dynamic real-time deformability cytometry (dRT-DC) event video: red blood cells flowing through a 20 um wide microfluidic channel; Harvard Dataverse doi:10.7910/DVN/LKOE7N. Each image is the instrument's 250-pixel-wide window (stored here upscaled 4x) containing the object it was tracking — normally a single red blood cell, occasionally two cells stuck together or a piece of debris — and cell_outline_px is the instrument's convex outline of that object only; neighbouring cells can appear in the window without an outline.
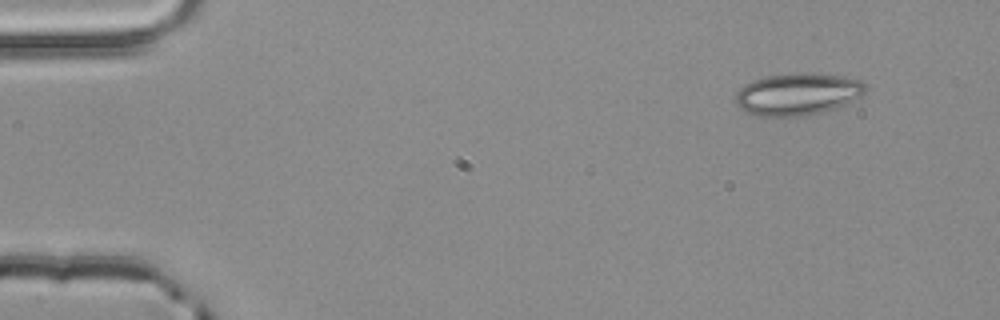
{"species": "common noctule bat (a hibernating species)", "species_latin": "Nyctalus noctula", "temperature_condition": "room temperature", "stored_images_in_passage": 4, "camera_frame_rate_fps": 3000, "um_per_image_px": 0.085, "animal": {"sex": "male", "body_mass_g": 20.4}, "frame": {"image": 1, "passage_image": 1, "time_ms": 0.0, "image_size_px": [1000, 320], "cell_outline_px": [[868, 88], [860, 96], [836, 108], [824, 112], [800, 116], [760, 116], [748, 112], [740, 108], [736, 104], [736, 92], [744, 84], [752, 80], [764, 76], [796, 72], [812, 72], [844, 76], [860, 80]], "centroid_in_image_um": [67.79, 7.98], "position_along_channel_um": 17.2, "area_um2": 32.14}}
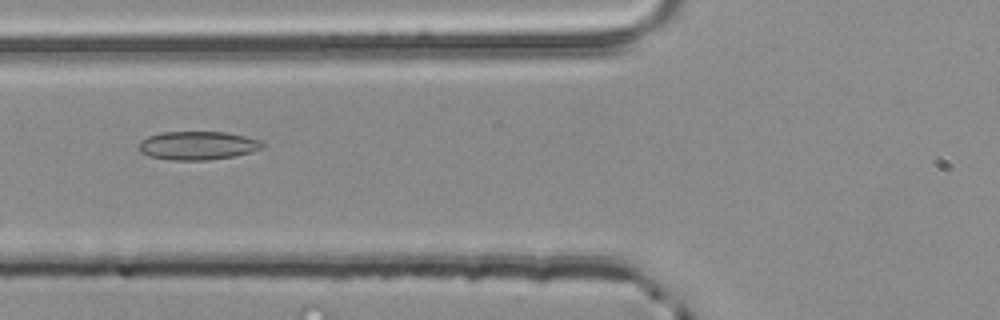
{"frame": {"image": 2, "passage_image": 4, "time_ms": 1.0, "image_size_px": [1000, 320], "cell_outline_px": [[264, 148], [252, 152], [232, 156], [208, 160], [168, 160], [148, 156], [140, 152], [136, 148], [140, 140], [148, 136], [160, 132], [224, 132], [244, 136], [260, 140], [264, 144]], "centroid_in_image_um": [16.75, 12.37], "position_along_channel_um": 109.1, "area_um2": 20.75}}